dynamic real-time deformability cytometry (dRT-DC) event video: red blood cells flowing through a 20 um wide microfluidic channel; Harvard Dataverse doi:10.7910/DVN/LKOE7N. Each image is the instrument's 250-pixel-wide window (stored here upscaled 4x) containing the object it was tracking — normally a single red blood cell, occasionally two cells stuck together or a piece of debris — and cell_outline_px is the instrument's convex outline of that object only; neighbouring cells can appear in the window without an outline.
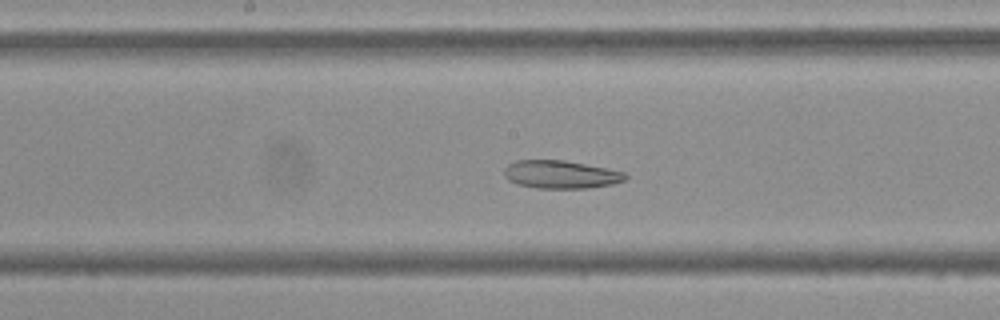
{"species": "Egyptian fruit bat (a non-hibernating species)", "species_latin": "Rousettus aegyptiacus", "temperature_condition": "cold", "stored_images_in_passage": 37, "camera_frame_rate_fps": 3000, "um_per_image_px": 0.085, "frame": {"image": 1, "passage_image": 11, "time_ms": 3.333, "image_size_px": [1000, 320], "cell_outline_px": [[628, 176], [624, 180], [612, 184], [588, 188], [536, 188], [520, 184], [508, 180], [504, 176], [504, 168], [508, 164], [516, 160], [564, 160], [608, 168], [624, 172]], "centroid_in_image_um": [47.66, 14.82], "position_along_channel_um": 200.5, "area_um2": 19.77}}
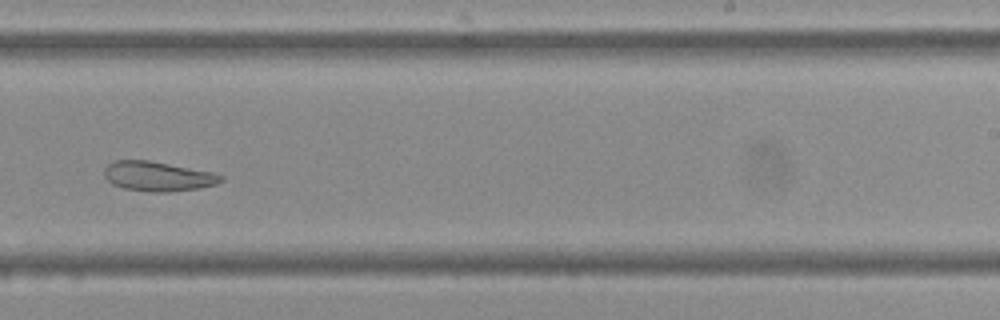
{"frame": {"image": 2, "passage_image": 17, "time_ms": 5.333, "image_size_px": [1000, 320], "cell_outline_px": [[224, 180], [216, 184], [200, 188], [172, 192], [148, 192], [124, 188], [112, 184], [104, 176], [104, 168], [108, 164], [116, 160], [148, 160], [212, 172], [224, 176]], "centroid_in_image_um": [13.42, 14.99], "position_along_channel_um": 275.6, "area_um2": 20.23}}
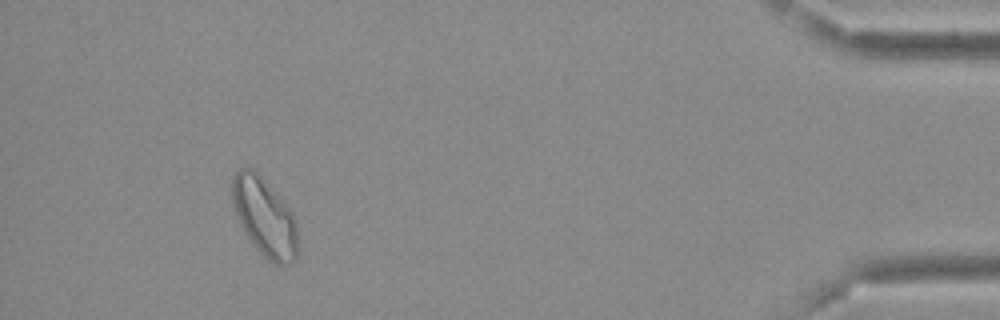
{"frame": {"image": 3, "passage_image": 33, "time_ms": 10.667, "image_size_px": [1000, 320], "cell_outline_px": [[300, 252], [296, 260], [292, 264], [280, 268], [268, 260], [256, 248], [248, 236], [232, 204], [232, 180], [236, 172], [240, 168], [248, 168], [284, 204], [292, 216], [296, 224]], "centroid_in_image_um": [22.54, 18.62], "position_along_channel_um": 412.7, "area_um2": 28.9}}